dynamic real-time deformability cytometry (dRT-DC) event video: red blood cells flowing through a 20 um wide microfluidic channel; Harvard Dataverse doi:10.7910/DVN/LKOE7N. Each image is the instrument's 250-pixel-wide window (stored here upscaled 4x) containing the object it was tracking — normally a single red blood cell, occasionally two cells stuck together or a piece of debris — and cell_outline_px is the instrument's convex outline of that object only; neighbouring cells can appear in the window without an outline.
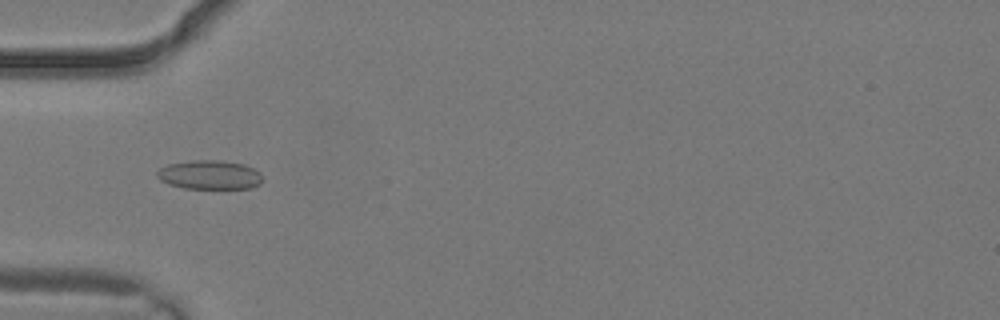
{"species": "common noctule bat (a hibernating species)", "species_latin": "Nyctalus noctula", "temperature_condition": "warm", "stored_images_in_passage": 2, "camera_frame_rate_fps": 3000, "um_per_image_px": 0.085, "animal": {"sex": "male", "body_mass_g": 19.2, "forearm_length_mm": 51.8}, "frame": {"image": 1, "passage_image": 2, "time_ms": 0.333, "image_size_px": [1000, 320], "cell_outline_px": [[264, 176], [260, 184], [252, 188], [184, 188], [168, 184], [160, 180], [156, 176], [156, 172], [160, 168], [168, 164], [192, 160], [220, 160], [244, 164], [260, 172]], "centroid_in_image_um": [17.83, 14.86], "position_along_channel_um": 67.2, "area_um2": 17.98}}